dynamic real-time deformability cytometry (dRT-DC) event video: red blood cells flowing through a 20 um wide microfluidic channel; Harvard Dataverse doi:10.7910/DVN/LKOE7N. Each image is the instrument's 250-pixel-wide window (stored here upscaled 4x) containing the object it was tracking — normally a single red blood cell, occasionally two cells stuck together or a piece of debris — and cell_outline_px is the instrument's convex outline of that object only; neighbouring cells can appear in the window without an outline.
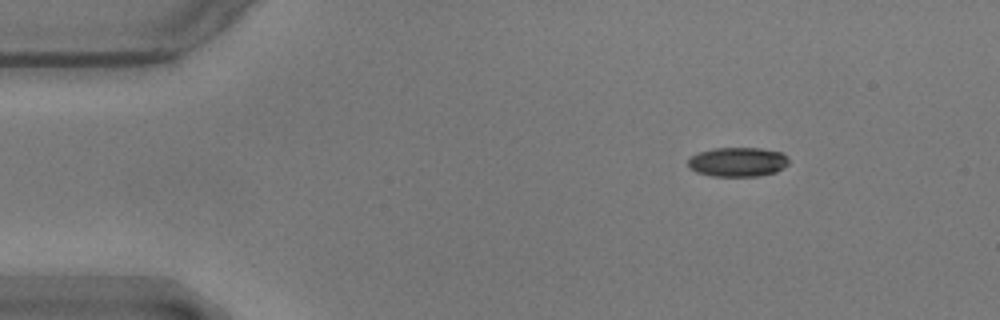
{"species": "common noctule bat (a hibernating species)", "species_latin": "Nyctalus noctula", "temperature_condition": "warm", "stored_images_in_passage": 50, "camera_frame_rate_fps": 3000, "um_per_image_px": 0.085, "animal": {"sex": "male", "body_mass_g": 17.9}, "frame": {"image": 1, "passage_image": 1, "time_ms": 0.0, "image_size_px": [1000, 320], "cell_outline_px": [[788, 164], [776, 172], [760, 176], [712, 176], [696, 172], [688, 168], [688, 160], [692, 156], [700, 152], [716, 148], [760, 148], [780, 152], [788, 160]], "centroid_in_image_um": [62.68, 13.78], "position_along_channel_um": 22.3, "area_um2": 17.11}}
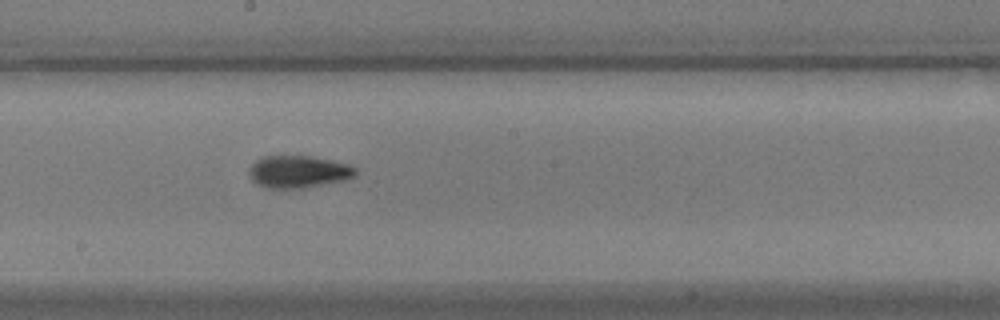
{"frame": {"image": 2, "passage_image": 24, "time_ms": 7.667, "image_size_px": [1000, 320], "cell_outline_px": [[356, 172], [348, 180], [300, 188], [268, 188], [256, 184], [252, 180], [248, 172], [248, 168], [256, 160], [264, 156], [312, 156], [352, 164], [356, 168]], "centroid_in_image_um": [25.37, 14.59], "position_along_channel_um": 222.8, "area_um2": 20.17}}
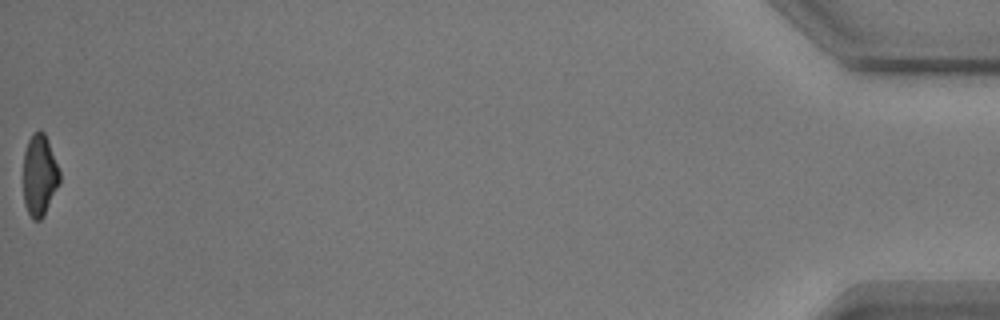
{"frame": {"image": 3, "passage_image": 50, "time_ms": 16.333, "image_size_px": [1000, 320], "cell_outline_px": [[60, 184], [44, 216], [40, 220], [32, 220], [24, 204], [24, 152], [28, 140], [32, 132], [40, 128], [44, 132], [48, 140], [60, 172]], "centroid_in_image_um": [3.37, 14.89], "position_along_channel_um": 431.8, "area_um2": 17.51}, "authors_computed_cell_mechanics": {"area_um2": 18.8717, "velocity_mm_per_s": 3.569, "shape_relaxation_time_tau1_ms": 6.541, "shape_relaxation_time_tau2_ms": 2.1728, "deformation_change_tau1": 0.1709, "deformation_change_tau2": 0.0729}}